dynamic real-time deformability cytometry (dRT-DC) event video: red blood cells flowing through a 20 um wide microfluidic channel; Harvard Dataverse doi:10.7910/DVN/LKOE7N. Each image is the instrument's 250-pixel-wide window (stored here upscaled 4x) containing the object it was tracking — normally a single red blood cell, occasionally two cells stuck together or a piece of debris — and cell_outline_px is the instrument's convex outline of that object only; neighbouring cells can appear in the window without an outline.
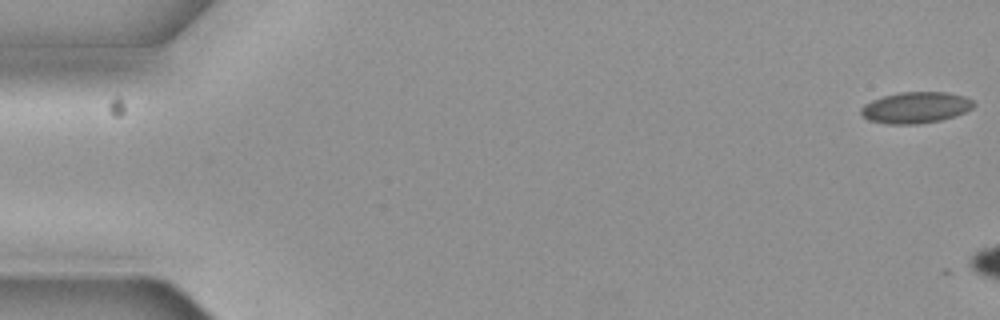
{"species": "common noctule bat (a hibernating species)", "species_latin": "Nyctalus noctula", "temperature_condition": "cold", "stored_images_in_passage": 7, "camera_frame_rate_fps": 3000, "um_per_image_px": 0.085, "animal": {"sex": "female", "body_mass_g": 19.3, "forearm_length_mm": 54.1}, "frame": {"image": 1, "passage_image": 1, "time_ms": 0.0, "image_size_px": [1000, 320], "cell_outline_px": [[976, 104], [972, 108], [964, 112], [940, 120], [916, 124], [888, 124], [868, 120], [860, 112], [860, 108], [864, 104], [872, 100], [884, 96], [900, 92], [948, 92], [964, 96], [972, 100]], "centroid_in_image_um": [77.82, 9.14], "position_along_channel_um": 7.2, "area_um2": 20.4}}